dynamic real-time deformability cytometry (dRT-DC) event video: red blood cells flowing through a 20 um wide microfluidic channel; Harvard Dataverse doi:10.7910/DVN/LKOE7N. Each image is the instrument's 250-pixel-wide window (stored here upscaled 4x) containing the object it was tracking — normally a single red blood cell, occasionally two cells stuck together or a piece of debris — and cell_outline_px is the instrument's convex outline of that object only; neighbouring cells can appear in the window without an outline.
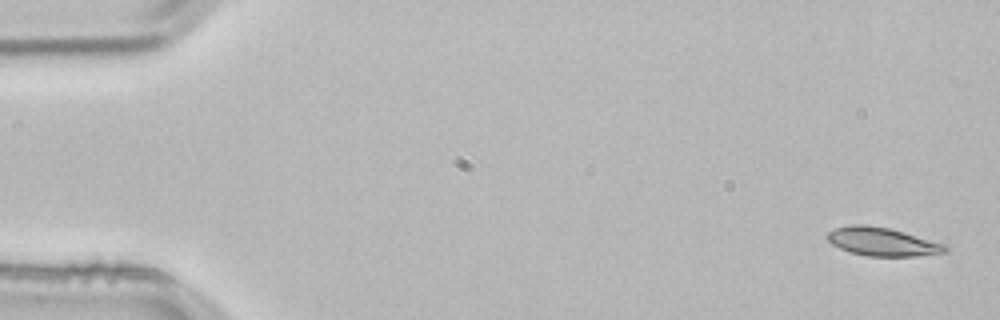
{"species": "common noctule bat (a hibernating species)", "species_latin": "Nyctalus noctula", "temperature_condition": "room temperature", "stored_images_in_passage": 4, "segment_of_instrument_passage": [2, 2], "camera_frame_rate_fps": 3000, "um_per_image_px": 0.085, "animal": {"sex": "male", "body_mass_g": 21.5, "forearm_length_mm": 52.0}, "frame": {"image": 1, "passage_image": 4, "time_ms": 1.0, "image_size_px": [1000, 320], "cell_outline_px": [[948, 252], [916, 256], [868, 256], [852, 252], [840, 248], [832, 244], [824, 236], [828, 232], [836, 228], [848, 224], [864, 224], [888, 228], [904, 232], [948, 244]], "centroid_in_image_um": [75.02, 20.54], "position_along_channel_um": 10.0, "area_um2": 19.65}}